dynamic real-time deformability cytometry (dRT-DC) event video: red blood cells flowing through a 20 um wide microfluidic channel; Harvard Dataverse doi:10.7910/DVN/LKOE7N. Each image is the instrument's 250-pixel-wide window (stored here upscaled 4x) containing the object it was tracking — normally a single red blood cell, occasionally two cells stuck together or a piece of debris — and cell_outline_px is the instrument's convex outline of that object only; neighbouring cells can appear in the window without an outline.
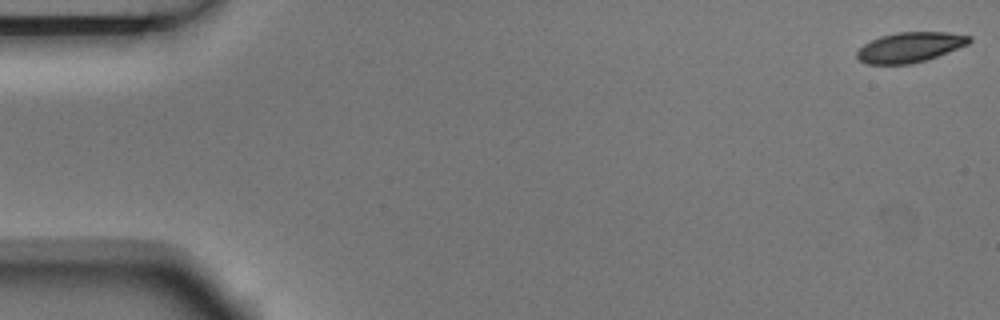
{"species": "Egyptian fruit bat (a non-hibernating species)", "species_latin": "Rousettus aegyptiacus", "temperature_condition": "room temperature", "stored_images_in_passage": 3, "camera_frame_rate_fps": 3000, "um_per_image_px": 0.085, "animal": {"sex": "male"}, "frame": {"image": 1, "passage_image": 1, "time_ms": 0.0, "image_size_px": [1000, 320], "cell_outline_px": [[972, 40], [968, 44], [936, 56], [924, 60], [908, 64], [868, 64], [860, 60], [856, 56], [856, 52], [864, 44], [880, 36], [896, 32], [948, 32], [972, 36]], "centroid_in_image_um": [77.34, 4.0], "position_along_channel_um": 7.7, "area_um2": 19.48}}